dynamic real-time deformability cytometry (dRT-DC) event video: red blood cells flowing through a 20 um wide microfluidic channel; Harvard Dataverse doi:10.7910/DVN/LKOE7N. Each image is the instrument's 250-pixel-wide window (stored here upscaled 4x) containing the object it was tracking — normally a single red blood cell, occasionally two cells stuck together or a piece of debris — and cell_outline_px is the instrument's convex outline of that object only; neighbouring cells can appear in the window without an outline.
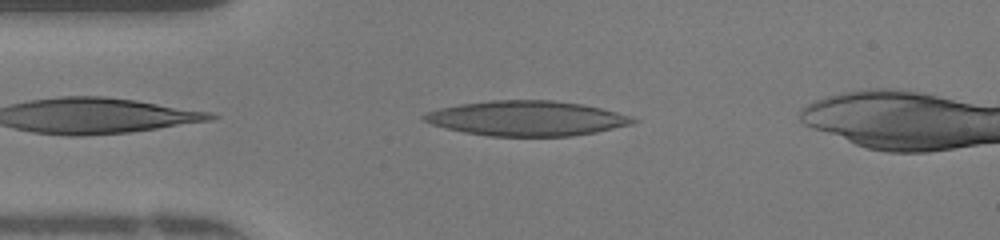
{"species": "human", "species_latin": "Homo sapiens", "temperature_condition": "warm", "stored_images_in_passage": 37, "camera_frame_rate_fps": 3000, "um_per_image_px": 0.085, "donor": {"sex": "female"}, "frame": {"image": 1, "passage_image": 2, "time_ms": 0.333, "image_size_px": [1000, 240], "cell_outline_px": [[640, 120], [632, 124], [596, 132], [572, 136], [488, 136], [464, 132], [432, 124], [424, 120], [420, 116], [428, 112], [440, 108], [460, 104], [492, 100], [552, 100], [580, 104], [600, 108], [616, 112]], "centroid_in_image_um": [44.77, 10.06], "position_along_channel_um": 40.2, "area_um2": 42.25}}
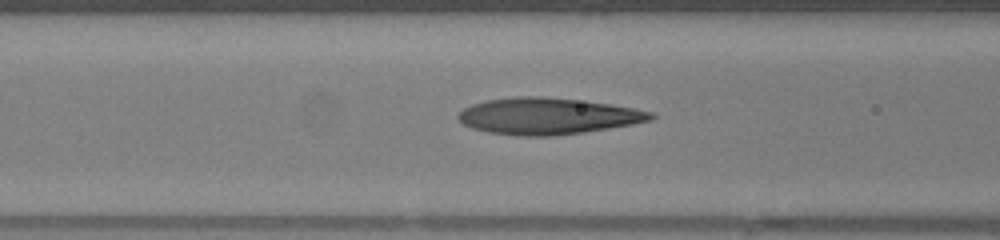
{"frame": {"image": 2, "passage_image": 9, "time_ms": 2.667, "image_size_px": [1000, 240], "cell_outline_px": [[656, 116], [652, 120], [632, 124], [584, 132], [548, 136], [516, 136], [488, 132], [472, 128], [464, 124], [456, 116], [464, 108], [472, 104], [488, 100], [516, 96], [540, 96], [612, 104], [652, 112]], "centroid_in_image_um": [46.54, 9.87], "position_along_channel_um": 120.1, "area_um2": 40.69}}
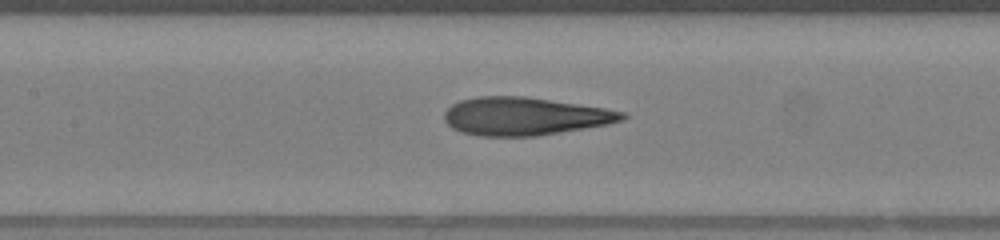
{"frame": {"image": 3, "passage_image": 12, "time_ms": 3.667, "image_size_px": [1000, 240], "cell_outline_px": [[628, 116], [624, 120], [608, 124], [536, 136], [480, 136], [460, 132], [452, 128], [444, 120], [444, 112], [452, 104], [460, 100], [480, 96], [524, 96], [604, 108], [624, 112]], "centroid_in_image_um": [44.57, 9.88], "position_along_channel_um": 162.8, "area_um2": 39.25}, "authors_computed_cell_mechanics": {"area_um2": 38.7838, "velocity_mm_per_s": 4.2596, "shape_relaxation_time_tau1_ms": 9.6175, "shape_relaxation_time_tau2_ms": 1.2197, "deformation_change_tau1": 0.4058, "deformation_change_tau2": 0.1103}}